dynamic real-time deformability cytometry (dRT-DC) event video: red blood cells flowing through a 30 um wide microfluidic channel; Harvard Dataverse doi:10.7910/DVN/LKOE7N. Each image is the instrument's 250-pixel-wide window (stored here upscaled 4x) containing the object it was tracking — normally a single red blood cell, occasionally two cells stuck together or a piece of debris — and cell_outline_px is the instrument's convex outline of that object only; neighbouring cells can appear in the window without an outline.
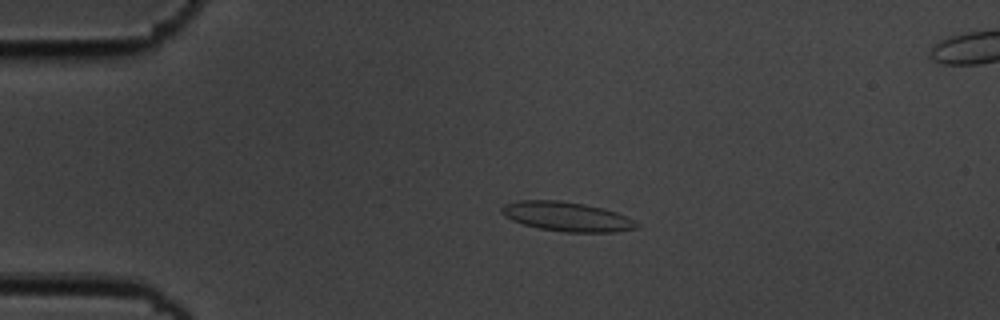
{"species": "common noctule bat (a hibernating species)", "species_latin": "Nyctalus noctula", "temperature_condition": "cold", "stored_images_in_passage": 47, "camera_frame_rate_fps": 3000, "um_per_image_px": 0.085, "animal": {"sex": "male", "body_mass_g": 19.5, "forearm_length_mm": 54.6}, "frame": {"image": 1, "passage_image": 4, "time_ms": 1.0, "image_size_px": [1000, 320], "cell_outline_px": [[640, 228], [616, 232], [564, 232], [540, 228], [524, 224], [512, 220], [504, 216], [500, 212], [500, 208], [504, 204], [516, 200], [560, 200], [584, 204], [604, 208], [616, 212], [640, 224]], "centroid_in_image_um": [48.17, 18.4], "position_along_channel_um": 36.8, "area_um2": 23.24}}
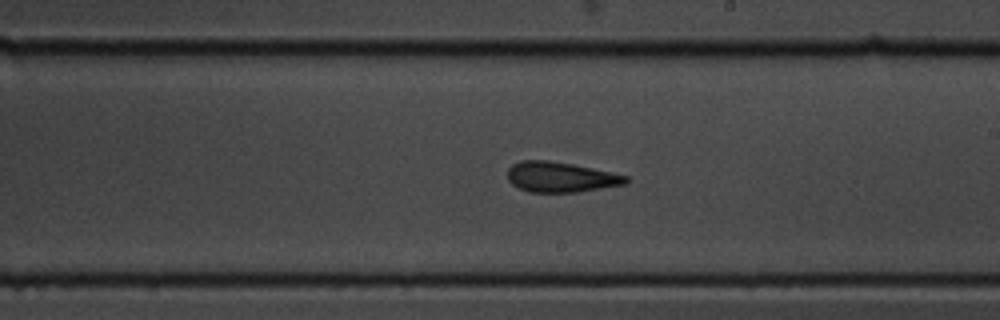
{"frame": {"image": 2, "passage_image": 24, "time_ms": 7.667, "image_size_px": [1000, 320], "cell_outline_px": [[632, 180], [628, 184], [580, 192], [528, 192], [516, 188], [508, 180], [508, 168], [512, 164], [520, 160], [548, 160], [572, 164], [628, 176]], "centroid_in_image_um": [47.66, 15.06], "position_along_channel_um": 241.3, "area_um2": 21.15}}
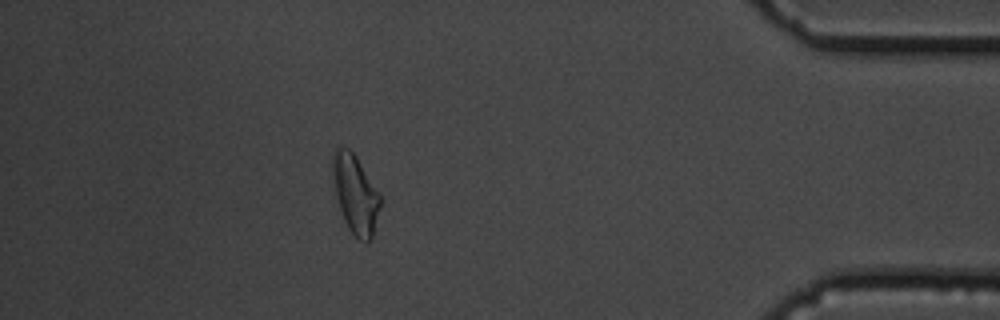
{"frame": {"image": 3, "passage_image": 41, "time_ms": 13.333, "image_size_px": [1000, 320], "cell_outline_px": [[380, 208], [372, 236], [368, 244], [356, 240], [348, 228], [344, 220], [336, 196], [332, 168], [332, 152], [336, 148], [348, 148], [356, 156], [380, 192]], "centroid_in_image_um": [30.22, 16.53], "position_along_channel_um": 405.0, "area_um2": 21.91}, "authors_computed_cell_mechanics": {"area_um2": 21.097, "velocity_mm_per_s": 3.6363, "shape_relaxation_time_tau1_ms": null, "shape_relaxation_time_tau2_ms": 1.237, "deformation_change_tau1": null, "deformation_change_tau2": 0.0828}}